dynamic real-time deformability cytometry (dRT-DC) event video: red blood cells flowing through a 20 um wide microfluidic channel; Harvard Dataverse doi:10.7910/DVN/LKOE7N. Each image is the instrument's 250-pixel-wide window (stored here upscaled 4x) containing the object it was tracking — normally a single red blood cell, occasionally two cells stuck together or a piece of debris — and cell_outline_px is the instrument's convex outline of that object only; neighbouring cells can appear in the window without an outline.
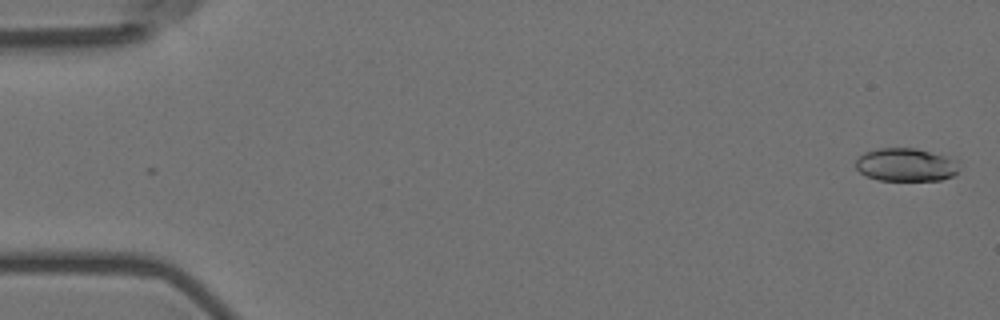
{"species": "Egyptian fruit bat (a non-hibernating species)", "species_latin": "Rousettus aegyptiacus", "temperature_condition": "room temperature", "stored_images_in_passage": 56, "camera_frame_rate_fps": 3000, "um_per_image_px": 0.085, "animal": {"sex": "female"}, "frame": {"image": 1, "passage_image": 1, "time_ms": 0.0, "image_size_px": [1000, 320], "cell_outline_px": [[956, 172], [952, 176], [940, 180], [880, 180], [868, 176], [860, 172], [856, 168], [856, 160], [864, 152], [880, 148], [916, 148], [956, 156]], "centroid_in_image_um": [77.04, 13.98], "position_along_channel_um": 8.0, "area_um2": 20.11}}
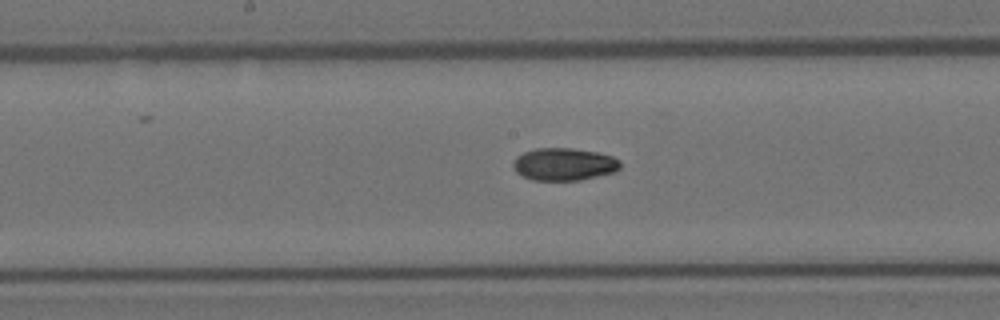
{"frame": {"image": 2, "passage_image": 29, "time_ms": 9.333, "image_size_px": [1000, 320], "cell_outline_px": [[620, 168], [616, 172], [580, 180], [532, 180], [516, 172], [512, 164], [516, 156], [524, 152], [536, 148], [572, 148], [596, 152], [612, 156], [620, 160]], "centroid_in_image_um": [47.95, 13.96], "position_along_channel_um": 200.3, "area_um2": 20.35}}
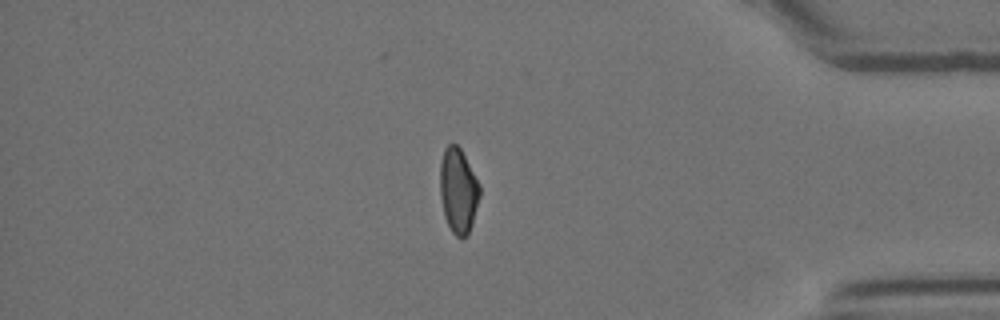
{"frame": {"image": 3, "passage_image": 48, "time_ms": 15.667, "image_size_px": [1000, 320], "cell_outline_px": [[480, 196], [472, 224], [468, 236], [456, 236], [452, 232], [444, 216], [440, 196], [440, 160], [444, 148], [448, 144], [456, 144], [460, 148], [480, 184]], "centroid_in_image_um": [38.94, 16.19], "position_along_channel_um": 396.3, "area_um2": 19.71}, "authors_computed_cell_mechanics": {"area_um2": 20.1722, "velocity_mm_per_s": 3.5848, "shape_relaxation_time_tau1_ms": 5.3796, "shape_relaxation_time_tau2_ms": 3.6628, "deformation_change_tau1": 0.1609, "deformation_change_tau2": 0.062}}